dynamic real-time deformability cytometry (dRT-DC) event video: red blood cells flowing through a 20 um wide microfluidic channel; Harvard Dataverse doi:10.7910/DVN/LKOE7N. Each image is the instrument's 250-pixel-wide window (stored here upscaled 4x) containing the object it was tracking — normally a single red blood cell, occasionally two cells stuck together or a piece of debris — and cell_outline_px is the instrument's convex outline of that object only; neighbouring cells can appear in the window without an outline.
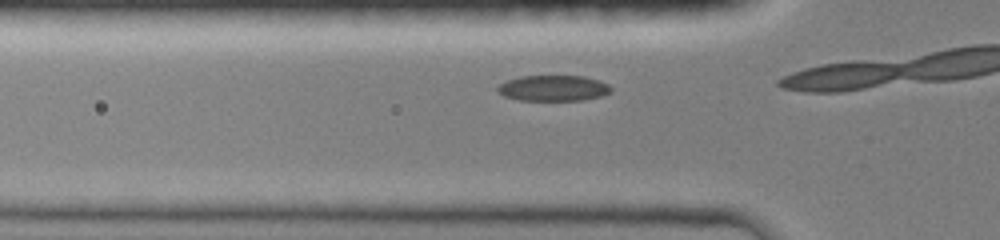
{"species": "common noctule bat (a hibernating species)", "species_latin": "Nyctalus noctula", "temperature_condition": "room temperature", "stored_images_in_passage": 5, "camera_frame_rate_fps": 3000, "um_per_image_px": 0.085, "animal": {"sex": "female", "body_mass_g": 19.0, "forearm_length_mm": 51.5}, "frame": {"image": 1, "passage_image": 3, "time_ms": 0.667, "image_size_px": [1000, 240], "cell_outline_px": [[612, 92], [600, 96], [580, 100], [520, 100], [504, 96], [496, 92], [496, 88], [500, 84], [508, 80], [520, 76], [584, 76], [600, 80], [608, 84], [612, 88]], "centroid_in_image_um": [47.03, 7.49], "position_along_channel_um": 78.8, "area_um2": 17.05}}